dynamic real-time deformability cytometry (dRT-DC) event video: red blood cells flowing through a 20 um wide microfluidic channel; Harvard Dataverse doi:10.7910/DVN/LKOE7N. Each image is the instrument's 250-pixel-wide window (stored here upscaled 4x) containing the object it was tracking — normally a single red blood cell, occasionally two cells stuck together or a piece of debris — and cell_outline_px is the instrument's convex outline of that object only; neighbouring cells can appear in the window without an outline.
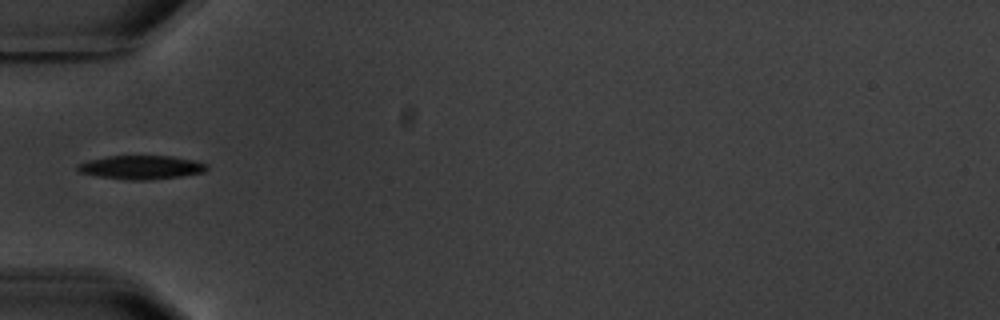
{"species": "common noctule bat (a hibernating species)", "species_latin": "Nyctalus noctula", "temperature_condition": "warm", "stored_images_in_passage": 4, "camera_frame_rate_fps": 3000, "um_per_image_px": 0.085, "animal": {"sex": "male", "body_mass_g": 20.1, "forearm_length_mm": 53.5}, "frame": {"image": 1, "passage_image": 4, "time_ms": 4.0, "image_size_px": [1000, 320], "cell_outline_px": [[208, 168], [204, 172], [180, 176], [148, 180], [128, 180], [96, 176], [80, 172], [76, 168], [76, 164], [88, 160], [108, 156], [172, 156], [196, 160], [208, 164]], "centroid_in_image_um": [12.0, 14.22], "position_along_channel_um": 73.0, "area_um2": 17.98}}